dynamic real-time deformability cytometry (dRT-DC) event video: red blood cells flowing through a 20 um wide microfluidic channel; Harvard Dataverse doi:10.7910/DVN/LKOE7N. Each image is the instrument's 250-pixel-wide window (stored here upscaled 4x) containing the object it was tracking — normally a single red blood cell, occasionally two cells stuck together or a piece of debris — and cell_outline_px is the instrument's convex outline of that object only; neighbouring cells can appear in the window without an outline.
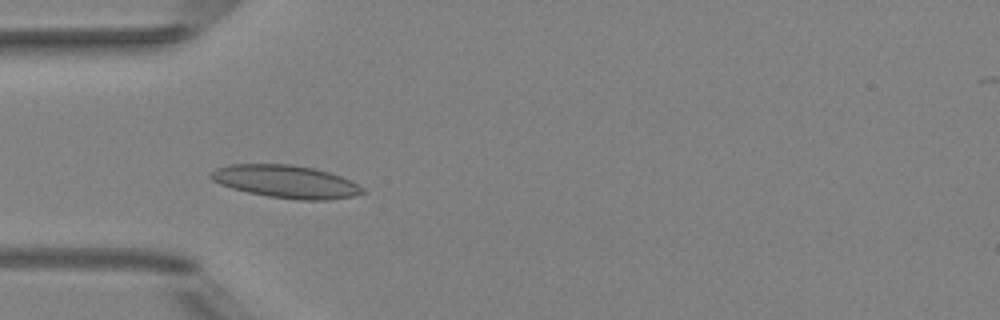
{"species": "Egyptian fruit bat (a non-hibernating species)", "species_latin": "Rousettus aegyptiacus", "temperature_condition": "room temperature", "stored_images_in_passage": 6, "camera_frame_rate_fps": 3000, "um_per_image_px": 0.085, "animal": {"sex": "female"}, "frame": {"image": 1, "passage_image": 5, "time_ms": 4.667, "image_size_px": [1000, 320], "cell_outline_px": [[368, 192], [352, 196], [328, 200], [300, 200], [268, 196], [248, 192], [232, 188], [220, 184], [212, 180], [208, 176], [216, 168], [232, 164], [292, 164], [316, 168], [340, 176], [364, 188]], "centroid_in_image_um": [24.31, 15.43], "position_along_channel_um": 60.7, "area_um2": 28.9}}
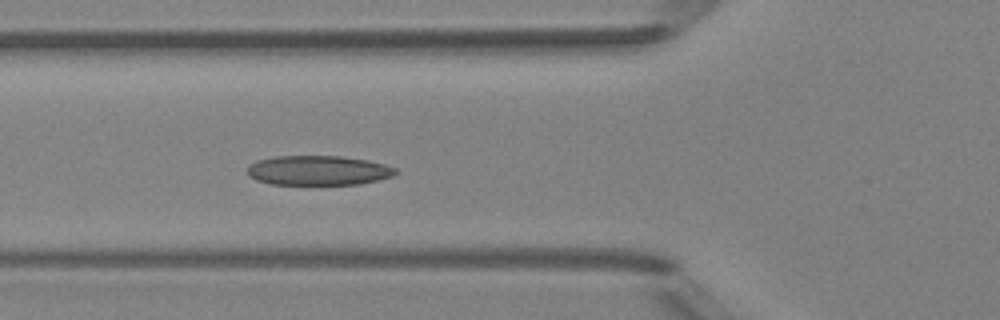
{"frame": {"image": 2, "passage_image": 6, "time_ms": 5.667, "image_size_px": [1000, 320], "cell_outline_px": [[396, 172], [392, 176], [360, 184], [272, 184], [256, 180], [248, 176], [248, 164], [256, 160], [276, 156], [340, 156], [368, 160], [384, 164], [396, 168]], "centroid_in_image_um": [27.01, 14.48], "position_along_channel_um": 98.8, "area_um2": 25.55}}